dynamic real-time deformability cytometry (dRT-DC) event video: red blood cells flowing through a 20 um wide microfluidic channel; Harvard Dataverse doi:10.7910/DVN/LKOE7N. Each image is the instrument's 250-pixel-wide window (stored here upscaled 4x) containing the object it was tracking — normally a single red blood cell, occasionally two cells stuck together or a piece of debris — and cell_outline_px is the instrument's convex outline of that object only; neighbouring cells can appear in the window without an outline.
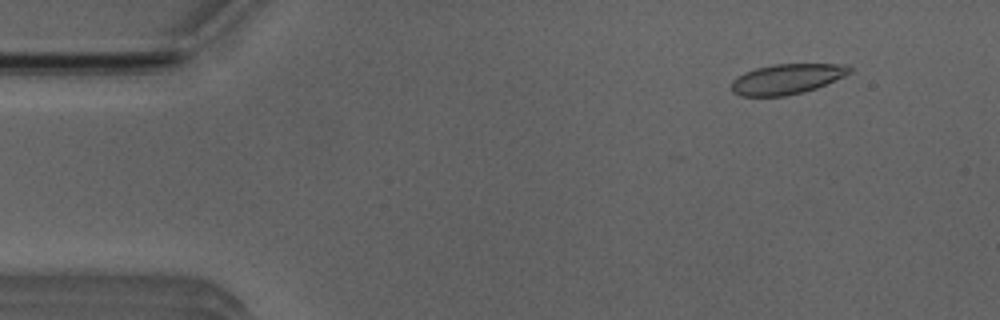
{"species": "Egyptian fruit bat (a non-hibernating species)", "species_latin": "Rousettus aegyptiacus", "temperature_condition": "room temperature", "stored_images_in_passage": 5, "camera_frame_rate_fps": 3000, "um_per_image_px": 0.085, "animal": {"sex": "male"}, "frame": {"image": 1, "passage_image": 2, "time_ms": 1.333, "image_size_px": [1000, 320], "cell_outline_px": [[852, 72], [844, 76], [816, 88], [804, 92], [784, 96], [740, 96], [732, 92], [732, 80], [736, 76], [744, 72], [756, 68], [772, 64], [848, 64], [852, 68]], "centroid_in_image_um": [66.87, 6.71], "position_along_channel_um": 18.1, "area_um2": 20.92}}